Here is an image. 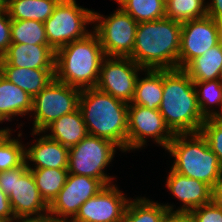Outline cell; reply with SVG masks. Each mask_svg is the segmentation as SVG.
<instances>
[{"label":"cell","instance_id":"cell-1","mask_svg":"<svg viewBox=\"0 0 222 222\" xmlns=\"http://www.w3.org/2000/svg\"><path fill=\"white\" fill-rule=\"evenodd\" d=\"M181 28L166 17L138 23L130 58L143 69L179 68Z\"/></svg>","mask_w":222,"mask_h":222},{"label":"cell","instance_id":"cell-2","mask_svg":"<svg viewBox=\"0 0 222 222\" xmlns=\"http://www.w3.org/2000/svg\"><path fill=\"white\" fill-rule=\"evenodd\" d=\"M159 112L174 134L198 133L206 120L195 86L183 69H163V97Z\"/></svg>","mask_w":222,"mask_h":222},{"label":"cell","instance_id":"cell-3","mask_svg":"<svg viewBox=\"0 0 222 222\" xmlns=\"http://www.w3.org/2000/svg\"><path fill=\"white\" fill-rule=\"evenodd\" d=\"M129 104L96 87L81 90L79 109L89 135L115 143L127 152Z\"/></svg>","mask_w":222,"mask_h":222},{"label":"cell","instance_id":"cell-4","mask_svg":"<svg viewBox=\"0 0 222 222\" xmlns=\"http://www.w3.org/2000/svg\"><path fill=\"white\" fill-rule=\"evenodd\" d=\"M105 57L99 38L92 31L55 51V79L80 90L93 88Z\"/></svg>","mask_w":222,"mask_h":222},{"label":"cell","instance_id":"cell-5","mask_svg":"<svg viewBox=\"0 0 222 222\" xmlns=\"http://www.w3.org/2000/svg\"><path fill=\"white\" fill-rule=\"evenodd\" d=\"M166 150L175 159L171 169L183 176L212 187L222 172L217 155L200 132L175 134Z\"/></svg>","mask_w":222,"mask_h":222},{"label":"cell","instance_id":"cell-6","mask_svg":"<svg viewBox=\"0 0 222 222\" xmlns=\"http://www.w3.org/2000/svg\"><path fill=\"white\" fill-rule=\"evenodd\" d=\"M116 148L120 150L115 143L88 134L69 148L68 173L99 179L105 186L113 184L114 177L104 170L114 160Z\"/></svg>","mask_w":222,"mask_h":222},{"label":"cell","instance_id":"cell-7","mask_svg":"<svg viewBox=\"0 0 222 222\" xmlns=\"http://www.w3.org/2000/svg\"><path fill=\"white\" fill-rule=\"evenodd\" d=\"M93 10L79 6L76 0H60L53 14L44 22L48 45L54 50L82 39L92 32Z\"/></svg>","mask_w":222,"mask_h":222},{"label":"cell","instance_id":"cell-8","mask_svg":"<svg viewBox=\"0 0 222 222\" xmlns=\"http://www.w3.org/2000/svg\"><path fill=\"white\" fill-rule=\"evenodd\" d=\"M93 31L99 38L105 56L130 57L138 23L119 6L110 16L93 13Z\"/></svg>","mask_w":222,"mask_h":222},{"label":"cell","instance_id":"cell-9","mask_svg":"<svg viewBox=\"0 0 222 222\" xmlns=\"http://www.w3.org/2000/svg\"><path fill=\"white\" fill-rule=\"evenodd\" d=\"M81 90L54 78L39 94L33 97L34 132H43L54 120L74 112L79 107Z\"/></svg>","mask_w":222,"mask_h":222},{"label":"cell","instance_id":"cell-10","mask_svg":"<svg viewBox=\"0 0 222 222\" xmlns=\"http://www.w3.org/2000/svg\"><path fill=\"white\" fill-rule=\"evenodd\" d=\"M127 123V151L142 149L147 145L148 138L166 149L175 135L159 110L145 106L129 103Z\"/></svg>","mask_w":222,"mask_h":222},{"label":"cell","instance_id":"cell-11","mask_svg":"<svg viewBox=\"0 0 222 222\" xmlns=\"http://www.w3.org/2000/svg\"><path fill=\"white\" fill-rule=\"evenodd\" d=\"M143 70L130 57L106 56L95 87L129 104L134 98L137 77Z\"/></svg>","mask_w":222,"mask_h":222},{"label":"cell","instance_id":"cell-12","mask_svg":"<svg viewBox=\"0 0 222 222\" xmlns=\"http://www.w3.org/2000/svg\"><path fill=\"white\" fill-rule=\"evenodd\" d=\"M104 186L99 179L68 173L65 185L48 206V214L69 222L76 216L80 206Z\"/></svg>","mask_w":222,"mask_h":222},{"label":"cell","instance_id":"cell-13","mask_svg":"<svg viewBox=\"0 0 222 222\" xmlns=\"http://www.w3.org/2000/svg\"><path fill=\"white\" fill-rule=\"evenodd\" d=\"M220 43L219 27L209 16L182 23L179 69H184L194 58Z\"/></svg>","mask_w":222,"mask_h":222},{"label":"cell","instance_id":"cell-14","mask_svg":"<svg viewBox=\"0 0 222 222\" xmlns=\"http://www.w3.org/2000/svg\"><path fill=\"white\" fill-rule=\"evenodd\" d=\"M118 188L116 184L104 186L80 206L76 216L69 222H122L131 198Z\"/></svg>","mask_w":222,"mask_h":222},{"label":"cell","instance_id":"cell-15","mask_svg":"<svg viewBox=\"0 0 222 222\" xmlns=\"http://www.w3.org/2000/svg\"><path fill=\"white\" fill-rule=\"evenodd\" d=\"M8 198L15 219L41 217L48 214V205L41 197L26 161L14 168V185Z\"/></svg>","mask_w":222,"mask_h":222},{"label":"cell","instance_id":"cell-16","mask_svg":"<svg viewBox=\"0 0 222 222\" xmlns=\"http://www.w3.org/2000/svg\"><path fill=\"white\" fill-rule=\"evenodd\" d=\"M166 187L183 205L176 211H191L212 202L211 186L197 179L183 176L170 168Z\"/></svg>","mask_w":222,"mask_h":222},{"label":"cell","instance_id":"cell-17","mask_svg":"<svg viewBox=\"0 0 222 222\" xmlns=\"http://www.w3.org/2000/svg\"><path fill=\"white\" fill-rule=\"evenodd\" d=\"M41 134H43V132L32 131L31 135H37L39 138L34 139V143L29 144L31 147H25V161L27 167L68 168L69 148L49 138L46 133H44V135ZM32 162L33 164H30Z\"/></svg>","mask_w":222,"mask_h":222},{"label":"cell","instance_id":"cell-18","mask_svg":"<svg viewBox=\"0 0 222 222\" xmlns=\"http://www.w3.org/2000/svg\"><path fill=\"white\" fill-rule=\"evenodd\" d=\"M0 67L55 69V51L49 45L11 44Z\"/></svg>","mask_w":222,"mask_h":222},{"label":"cell","instance_id":"cell-19","mask_svg":"<svg viewBox=\"0 0 222 222\" xmlns=\"http://www.w3.org/2000/svg\"><path fill=\"white\" fill-rule=\"evenodd\" d=\"M49 138L58 141L67 148H72L77 145L82 139L88 135L83 115L79 107L71 113L61 116L47 126L43 133Z\"/></svg>","mask_w":222,"mask_h":222},{"label":"cell","instance_id":"cell-20","mask_svg":"<svg viewBox=\"0 0 222 222\" xmlns=\"http://www.w3.org/2000/svg\"><path fill=\"white\" fill-rule=\"evenodd\" d=\"M33 98L0 74V123L32 111Z\"/></svg>","mask_w":222,"mask_h":222},{"label":"cell","instance_id":"cell-21","mask_svg":"<svg viewBox=\"0 0 222 222\" xmlns=\"http://www.w3.org/2000/svg\"><path fill=\"white\" fill-rule=\"evenodd\" d=\"M0 74L33 98L54 80L55 69L0 67Z\"/></svg>","mask_w":222,"mask_h":222},{"label":"cell","instance_id":"cell-22","mask_svg":"<svg viewBox=\"0 0 222 222\" xmlns=\"http://www.w3.org/2000/svg\"><path fill=\"white\" fill-rule=\"evenodd\" d=\"M144 77H137L131 104L159 110L163 97V69H144Z\"/></svg>","mask_w":222,"mask_h":222},{"label":"cell","instance_id":"cell-23","mask_svg":"<svg viewBox=\"0 0 222 222\" xmlns=\"http://www.w3.org/2000/svg\"><path fill=\"white\" fill-rule=\"evenodd\" d=\"M183 70L192 81L222 79V43L194 58Z\"/></svg>","mask_w":222,"mask_h":222},{"label":"cell","instance_id":"cell-24","mask_svg":"<svg viewBox=\"0 0 222 222\" xmlns=\"http://www.w3.org/2000/svg\"><path fill=\"white\" fill-rule=\"evenodd\" d=\"M60 0H8L11 20H36L44 23Z\"/></svg>","mask_w":222,"mask_h":222},{"label":"cell","instance_id":"cell-25","mask_svg":"<svg viewBox=\"0 0 222 222\" xmlns=\"http://www.w3.org/2000/svg\"><path fill=\"white\" fill-rule=\"evenodd\" d=\"M168 208L146 197L130 199L122 222H166Z\"/></svg>","mask_w":222,"mask_h":222},{"label":"cell","instance_id":"cell-26","mask_svg":"<svg viewBox=\"0 0 222 222\" xmlns=\"http://www.w3.org/2000/svg\"><path fill=\"white\" fill-rule=\"evenodd\" d=\"M36 186L46 204L49 206L65 185L68 168H29Z\"/></svg>","mask_w":222,"mask_h":222},{"label":"cell","instance_id":"cell-27","mask_svg":"<svg viewBox=\"0 0 222 222\" xmlns=\"http://www.w3.org/2000/svg\"><path fill=\"white\" fill-rule=\"evenodd\" d=\"M119 7L137 23L154 21L165 17L166 0H114Z\"/></svg>","mask_w":222,"mask_h":222},{"label":"cell","instance_id":"cell-28","mask_svg":"<svg viewBox=\"0 0 222 222\" xmlns=\"http://www.w3.org/2000/svg\"><path fill=\"white\" fill-rule=\"evenodd\" d=\"M11 44L48 45L44 23L36 20H12Z\"/></svg>","mask_w":222,"mask_h":222},{"label":"cell","instance_id":"cell-29","mask_svg":"<svg viewBox=\"0 0 222 222\" xmlns=\"http://www.w3.org/2000/svg\"><path fill=\"white\" fill-rule=\"evenodd\" d=\"M193 83L201 114L205 119L212 118L217 112V110L214 109L217 107L212 108V106L218 105L219 107L222 101V79L193 81Z\"/></svg>","mask_w":222,"mask_h":222},{"label":"cell","instance_id":"cell-30","mask_svg":"<svg viewBox=\"0 0 222 222\" xmlns=\"http://www.w3.org/2000/svg\"><path fill=\"white\" fill-rule=\"evenodd\" d=\"M165 17L183 23L207 16L205 0H166Z\"/></svg>","mask_w":222,"mask_h":222},{"label":"cell","instance_id":"cell-31","mask_svg":"<svg viewBox=\"0 0 222 222\" xmlns=\"http://www.w3.org/2000/svg\"><path fill=\"white\" fill-rule=\"evenodd\" d=\"M25 161V145L16 137H9L0 146V171L20 166Z\"/></svg>","mask_w":222,"mask_h":222},{"label":"cell","instance_id":"cell-32","mask_svg":"<svg viewBox=\"0 0 222 222\" xmlns=\"http://www.w3.org/2000/svg\"><path fill=\"white\" fill-rule=\"evenodd\" d=\"M200 133L206 139L210 149L217 155L222 168V121L213 118L206 119Z\"/></svg>","mask_w":222,"mask_h":222},{"label":"cell","instance_id":"cell-33","mask_svg":"<svg viewBox=\"0 0 222 222\" xmlns=\"http://www.w3.org/2000/svg\"><path fill=\"white\" fill-rule=\"evenodd\" d=\"M197 222H222V205L208 203L191 210Z\"/></svg>","mask_w":222,"mask_h":222},{"label":"cell","instance_id":"cell-34","mask_svg":"<svg viewBox=\"0 0 222 222\" xmlns=\"http://www.w3.org/2000/svg\"><path fill=\"white\" fill-rule=\"evenodd\" d=\"M11 21L7 8H0V58L11 45Z\"/></svg>","mask_w":222,"mask_h":222},{"label":"cell","instance_id":"cell-35","mask_svg":"<svg viewBox=\"0 0 222 222\" xmlns=\"http://www.w3.org/2000/svg\"><path fill=\"white\" fill-rule=\"evenodd\" d=\"M164 204L168 208L166 222H197L196 217L191 211H176L174 205Z\"/></svg>","mask_w":222,"mask_h":222},{"label":"cell","instance_id":"cell-36","mask_svg":"<svg viewBox=\"0 0 222 222\" xmlns=\"http://www.w3.org/2000/svg\"><path fill=\"white\" fill-rule=\"evenodd\" d=\"M14 185V168L0 171V188L9 196L13 190Z\"/></svg>","mask_w":222,"mask_h":222},{"label":"cell","instance_id":"cell-37","mask_svg":"<svg viewBox=\"0 0 222 222\" xmlns=\"http://www.w3.org/2000/svg\"><path fill=\"white\" fill-rule=\"evenodd\" d=\"M0 218L16 220L8 196L0 188Z\"/></svg>","mask_w":222,"mask_h":222},{"label":"cell","instance_id":"cell-38","mask_svg":"<svg viewBox=\"0 0 222 222\" xmlns=\"http://www.w3.org/2000/svg\"><path fill=\"white\" fill-rule=\"evenodd\" d=\"M207 16L216 21L222 20V0L207 1Z\"/></svg>","mask_w":222,"mask_h":222},{"label":"cell","instance_id":"cell-39","mask_svg":"<svg viewBox=\"0 0 222 222\" xmlns=\"http://www.w3.org/2000/svg\"><path fill=\"white\" fill-rule=\"evenodd\" d=\"M211 189H212V202L222 205V172L220 173L219 177L217 178Z\"/></svg>","mask_w":222,"mask_h":222},{"label":"cell","instance_id":"cell-40","mask_svg":"<svg viewBox=\"0 0 222 222\" xmlns=\"http://www.w3.org/2000/svg\"><path fill=\"white\" fill-rule=\"evenodd\" d=\"M14 222H66L64 220L58 219L50 214L41 217H31V218H19Z\"/></svg>","mask_w":222,"mask_h":222},{"label":"cell","instance_id":"cell-41","mask_svg":"<svg viewBox=\"0 0 222 222\" xmlns=\"http://www.w3.org/2000/svg\"><path fill=\"white\" fill-rule=\"evenodd\" d=\"M12 129L8 127H4L0 129V146L10 137L12 136Z\"/></svg>","mask_w":222,"mask_h":222},{"label":"cell","instance_id":"cell-42","mask_svg":"<svg viewBox=\"0 0 222 222\" xmlns=\"http://www.w3.org/2000/svg\"><path fill=\"white\" fill-rule=\"evenodd\" d=\"M212 118L218 121H222V101L220 104V110H217L216 114Z\"/></svg>","mask_w":222,"mask_h":222},{"label":"cell","instance_id":"cell-43","mask_svg":"<svg viewBox=\"0 0 222 222\" xmlns=\"http://www.w3.org/2000/svg\"><path fill=\"white\" fill-rule=\"evenodd\" d=\"M218 27H219V37H220V42L222 43V20L217 21Z\"/></svg>","mask_w":222,"mask_h":222},{"label":"cell","instance_id":"cell-44","mask_svg":"<svg viewBox=\"0 0 222 222\" xmlns=\"http://www.w3.org/2000/svg\"><path fill=\"white\" fill-rule=\"evenodd\" d=\"M8 0H0V8H7Z\"/></svg>","mask_w":222,"mask_h":222},{"label":"cell","instance_id":"cell-45","mask_svg":"<svg viewBox=\"0 0 222 222\" xmlns=\"http://www.w3.org/2000/svg\"><path fill=\"white\" fill-rule=\"evenodd\" d=\"M15 220H5V219H2L0 218V222H14Z\"/></svg>","mask_w":222,"mask_h":222}]
</instances>
